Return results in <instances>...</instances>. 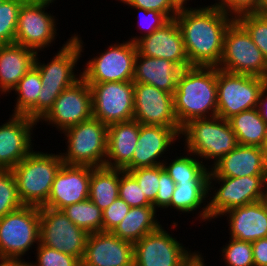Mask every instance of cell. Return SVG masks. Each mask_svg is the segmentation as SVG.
<instances>
[{
	"mask_svg": "<svg viewBox=\"0 0 267 266\" xmlns=\"http://www.w3.org/2000/svg\"><path fill=\"white\" fill-rule=\"evenodd\" d=\"M234 19L213 4L179 10L175 20L191 66L219 65L223 54L224 35Z\"/></svg>",
	"mask_w": 267,
	"mask_h": 266,
	"instance_id": "1",
	"label": "cell"
},
{
	"mask_svg": "<svg viewBox=\"0 0 267 266\" xmlns=\"http://www.w3.org/2000/svg\"><path fill=\"white\" fill-rule=\"evenodd\" d=\"M175 117L182 128L194 119L217 116V67L181 70L173 94Z\"/></svg>",
	"mask_w": 267,
	"mask_h": 266,
	"instance_id": "2",
	"label": "cell"
},
{
	"mask_svg": "<svg viewBox=\"0 0 267 266\" xmlns=\"http://www.w3.org/2000/svg\"><path fill=\"white\" fill-rule=\"evenodd\" d=\"M84 47L80 33L78 35L76 32L62 44L59 51L53 53L50 62L48 60L45 63L40 59L39 52L36 54L34 67L39 71L43 85L38 97V125L63 90L82 78L81 70L80 73L75 71L78 69L81 53L85 52Z\"/></svg>",
	"mask_w": 267,
	"mask_h": 266,
	"instance_id": "3",
	"label": "cell"
},
{
	"mask_svg": "<svg viewBox=\"0 0 267 266\" xmlns=\"http://www.w3.org/2000/svg\"><path fill=\"white\" fill-rule=\"evenodd\" d=\"M182 138L183 149L193 153L209 170L238 145L229 121L219 116L191 120L182 127L181 142Z\"/></svg>",
	"mask_w": 267,
	"mask_h": 266,
	"instance_id": "4",
	"label": "cell"
},
{
	"mask_svg": "<svg viewBox=\"0 0 267 266\" xmlns=\"http://www.w3.org/2000/svg\"><path fill=\"white\" fill-rule=\"evenodd\" d=\"M60 152L33 149L13 169L20 201L26 206L42 207L47 203L55 177L63 165Z\"/></svg>",
	"mask_w": 267,
	"mask_h": 266,
	"instance_id": "5",
	"label": "cell"
},
{
	"mask_svg": "<svg viewBox=\"0 0 267 266\" xmlns=\"http://www.w3.org/2000/svg\"><path fill=\"white\" fill-rule=\"evenodd\" d=\"M61 134L67 141L64 152L60 151L62 161L67 165L102 167L107 154L108 126L100 120L91 118L69 127Z\"/></svg>",
	"mask_w": 267,
	"mask_h": 266,
	"instance_id": "6",
	"label": "cell"
},
{
	"mask_svg": "<svg viewBox=\"0 0 267 266\" xmlns=\"http://www.w3.org/2000/svg\"><path fill=\"white\" fill-rule=\"evenodd\" d=\"M264 197L265 176L208 177V222L216 223L215 220L222 219L225 212Z\"/></svg>",
	"mask_w": 267,
	"mask_h": 266,
	"instance_id": "7",
	"label": "cell"
},
{
	"mask_svg": "<svg viewBox=\"0 0 267 266\" xmlns=\"http://www.w3.org/2000/svg\"><path fill=\"white\" fill-rule=\"evenodd\" d=\"M39 244L40 207L23 205L0 217V257L23 258Z\"/></svg>",
	"mask_w": 267,
	"mask_h": 266,
	"instance_id": "8",
	"label": "cell"
},
{
	"mask_svg": "<svg viewBox=\"0 0 267 266\" xmlns=\"http://www.w3.org/2000/svg\"><path fill=\"white\" fill-rule=\"evenodd\" d=\"M55 2L56 0H26L21 5L15 44L34 50L36 53L45 52L46 48L53 46L59 35L58 18L46 10L52 4H56Z\"/></svg>",
	"mask_w": 267,
	"mask_h": 266,
	"instance_id": "9",
	"label": "cell"
},
{
	"mask_svg": "<svg viewBox=\"0 0 267 266\" xmlns=\"http://www.w3.org/2000/svg\"><path fill=\"white\" fill-rule=\"evenodd\" d=\"M217 68L267 79V60L236 19L225 32L223 54Z\"/></svg>",
	"mask_w": 267,
	"mask_h": 266,
	"instance_id": "10",
	"label": "cell"
},
{
	"mask_svg": "<svg viewBox=\"0 0 267 266\" xmlns=\"http://www.w3.org/2000/svg\"><path fill=\"white\" fill-rule=\"evenodd\" d=\"M267 79L217 68V116L228 120L242 111L257 108Z\"/></svg>",
	"mask_w": 267,
	"mask_h": 266,
	"instance_id": "11",
	"label": "cell"
},
{
	"mask_svg": "<svg viewBox=\"0 0 267 266\" xmlns=\"http://www.w3.org/2000/svg\"><path fill=\"white\" fill-rule=\"evenodd\" d=\"M122 42L111 43L84 64L82 78L87 83L133 81L137 47L129 40Z\"/></svg>",
	"mask_w": 267,
	"mask_h": 266,
	"instance_id": "12",
	"label": "cell"
},
{
	"mask_svg": "<svg viewBox=\"0 0 267 266\" xmlns=\"http://www.w3.org/2000/svg\"><path fill=\"white\" fill-rule=\"evenodd\" d=\"M164 226L133 244L135 266H185L199 252L185 247Z\"/></svg>",
	"mask_w": 267,
	"mask_h": 266,
	"instance_id": "13",
	"label": "cell"
},
{
	"mask_svg": "<svg viewBox=\"0 0 267 266\" xmlns=\"http://www.w3.org/2000/svg\"><path fill=\"white\" fill-rule=\"evenodd\" d=\"M88 84L92 93L93 118L107 126L133 120V81Z\"/></svg>",
	"mask_w": 267,
	"mask_h": 266,
	"instance_id": "14",
	"label": "cell"
},
{
	"mask_svg": "<svg viewBox=\"0 0 267 266\" xmlns=\"http://www.w3.org/2000/svg\"><path fill=\"white\" fill-rule=\"evenodd\" d=\"M88 233L72 223L61 211L40 207V243L83 259Z\"/></svg>",
	"mask_w": 267,
	"mask_h": 266,
	"instance_id": "15",
	"label": "cell"
},
{
	"mask_svg": "<svg viewBox=\"0 0 267 266\" xmlns=\"http://www.w3.org/2000/svg\"><path fill=\"white\" fill-rule=\"evenodd\" d=\"M92 115V93L89 84L81 78L58 96L48 113L39 121L55 127L60 133L69 127L87 121Z\"/></svg>",
	"mask_w": 267,
	"mask_h": 266,
	"instance_id": "16",
	"label": "cell"
},
{
	"mask_svg": "<svg viewBox=\"0 0 267 266\" xmlns=\"http://www.w3.org/2000/svg\"><path fill=\"white\" fill-rule=\"evenodd\" d=\"M181 130V127L141 124L133 158L123 170L128 171L161 165L167 158L168 152L169 155L172 154V150L175 149L173 146L175 142L180 143ZM171 146H173L172 149Z\"/></svg>",
	"mask_w": 267,
	"mask_h": 266,
	"instance_id": "17",
	"label": "cell"
},
{
	"mask_svg": "<svg viewBox=\"0 0 267 266\" xmlns=\"http://www.w3.org/2000/svg\"><path fill=\"white\" fill-rule=\"evenodd\" d=\"M9 116L0 125V170H12L34 149L37 122L26 115Z\"/></svg>",
	"mask_w": 267,
	"mask_h": 266,
	"instance_id": "18",
	"label": "cell"
},
{
	"mask_svg": "<svg viewBox=\"0 0 267 266\" xmlns=\"http://www.w3.org/2000/svg\"><path fill=\"white\" fill-rule=\"evenodd\" d=\"M133 120L144 125L180 127L174 113L173 94L143 83H134Z\"/></svg>",
	"mask_w": 267,
	"mask_h": 266,
	"instance_id": "19",
	"label": "cell"
},
{
	"mask_svg": "<svg viewBox=\"0 0 267 266\" xmlns=\"http://www.w3.org/2000/svg\"><path fill=\"white\" fill-rule=\"evenodd\" d=\"M134 263L133 243L112 232L88 235L81 266H129Z\"/></svg>",
	"mask_w": 267,
	"mask_h": 266,
	"instance_id": "20",
	"label": "cell"
},
{
	"mask_svg": "<svg viewBox=\"0 0 267 266\" xmlns=\"http://www.w3.org/2000/svg\"><path fill=\"white\" fill-rule=\"evenodd\" d=\"M90 178V166L63 164L43 207L62 210L66 206L86 200L89 196Z\"/></svg>",
	"mask_w": 267,
	"mask_h": 266,
	"instance_id": "21",
	"label": "cell"
},
{
	"mask_svg": "<svg viewBox=\"0 0 267 266\" xmlns=\"http://www.w3.org/2000/svg\"><path fill=\"white\" fill-rule=\"evenodd\" d=\"M135 45L139 55L167 59L176 63L181 69L191 67L182 34L175 19L170 20L151 35L140 38Z\"/></svg>",
	"mask_w": 267,
	"mask_h": 266,
	"instance_id": "22",
	"label": "cell"
},
{
	"mask_svg": "<svg viewBox=\"0 0 267 266\" xmlns=\"http://www.w3.org/2000/svg\"><path fill=\"white\" fill-rule=\"evenodd\" d=\"M267 157L261 147L238 144L216 163L209 177L265 176Z\"/></svg>",
	"mask_w": 267,
	"mask_h": 266,
	"instance_id": "23",
	"label": "cell"
},
{
	"mask_svg": "<svg viewBox=\"0 0 267 266\" xmlns=\"http://www.w3.org/2000/svg\"><path fill=\"white\" fill-rule=\"evenodd\" d=\"M230 238L254 242L267 238V201L265 199L225 212Z\"/></svg>",
	"mask_w": 267,
	"mask_h": 266,
	"instance_id": "24",
	"label": "cell"
},
{
	"mask_svg": "<svg viewBox=\"0 0 267 266\" xmlns=\"http://www.w3.org/2000/svg\"><path fill=\"white\" fill-rule=\"evenodd\" d=\"M140 125L138 121L131 120L108 126L104 166L123 170L131 162L139 137Z\"/></svg>",
	"mask_w": 267,
	"mask_h": 266,
	"instance_id": "25",
	"label": "cell"
},
{
	"mask_svg": "<svg viewBox=\"0 0 267 266\" xmlns=\"http://www.w3.org/2000/svg\"><path fill=\"white\" fill-rule=\"evenodd\" d=\"M36 52L19 44L0 45V95H9L34 66Z\"/></svg>",
	"mask_w": 267,
	"mask_h": 266,
	"instance_id": "26",
	"label": "cell"
},
{
	"mask_svg": "<svg viewBox=\"0 0 267 266\" xmlns=\"http://www.w3.org/2000/svg\"><path fill=\"white\" fill-rule=\"evenodd\" d=\"M181 70L176 63L170 60L143 56L137 53L133 82L155 86L174 94Z\"/></svg>",
	"mask_w": 267,
	"mask_h": 266,
	"instance_id": "27",
	"label": "cell"
},
{
	"mask_svg": "<svg viewBox=\"0 0 267 266\" xmlns=\"http://www.w3.org/2000/svg\"><path fill=\"white\" fill-rule=\"evenodd\" d=\"M203 204V206H202ZM170 207V208H169ZM202 207V208H201ZM174 209L180 215L183 213L197 214L200 223L208 222V182L177 183L170 204L164 209ZM197 211V213H196ZM199 211V212H198Z\"/></svg>",
	"mask_w": 267,
	"mask_h": 266,
	"instance_id": "28",
	"label": "cell"
},
{
	"mask_svg": "<svg viewBox=\"0 0 267 266\" xmlns=\"http://www.w3.org/2000/svg\"><path fill=\"white\" fill-rule=\"evenodd\" d=\"M158 211L153 205L130 208L126 217L112 231L122 240L135 243L145 235L156 231L162 224L156 218Z\"/></svg>",
	"mask_w": 267,
	"mask_h": 266,
	"instance_id": "29",
	"label": "cell"
},
{
	"mask_svg": "<svg viewBox=\"0 0 267 266\" xmlns=\"http://www.w3.org/2000/svg\"><path fill=\"white\" fill-rule=\"evenodd\" d=\"M120 169L91 167L88 198L102 211L119 197Z\"/></svg>",
	"mask_w": 267,
	"mask_h": 266,
	"instance_id": "30",
	"label": "cell"
},
{
	"mask_svg": "<svg viewBox=\"0 0 267 266\" xmlns=\"http://www.w3.org/2000/svg\"><path fill=\"white\" fill-rule=\"evenodd\" d=\"M42 87L41 75L33 66L11 91L17 95L12 114L26 115L38 123V97Z\"/></svg>",
	"mask_w": 267,
	"mask_h": 266,
	"instance_id": "31",
	"label": "cell"
},
{
	"mask_svg": "<svg viewBox=\"0 0 267 266\" xmlns=\"http://www.w3.org/2000/svg\"><path fill=\"white\" fill-rule=\"evenodd\" d=\"M175 154L177 155L175 158L170 159L167 157L162 163L163 168L175 184L185 182H208L210 170L199 158L185 149L183 154H177V152Z\"/></svg>",
	"mask_w": 267,
	"mask_h": 266,
	"instance_id": "32",
	"label": "cell"
},
{
	"mask_svg": "<svg viewBox=\"0 0 267 266\" xmlns=\"http://www.w3.org/2000/svg\"><path fill=\"white\" fill-rule=\"evenodd\" d=\"M238 144L261 147L267 124L261 118L257 108L242 111L228 119Z\"/></svg>",
	"mask_w": 267,
	"mask_h": 266,
	"instance_id": "33",
	"label": "cell"
},
{
	"mask_svg": "<svg viewBox=\"0 0 267 266\" xmlns=\"http://www.w3.org/2000/svg\"><path fill=\"white\" fill-rule=\"evenodd\" d=\"M68 219L88 234L103 232V211L89 198L61 210Z\"/></svg>",
	"mask_w": 267,
	"mask_h": 266,
	"instance_id": "34",
	"label": "cell"
},
{
	"mask_svg": "<svg viewBox=\"0 0 267 266\" xmlns=\"http://www.w3.org/2000/svg\"><path fill=\"white\" fill-rule=\"evenodd\" d=\"M26 0H0V45L15 40L19 11Z\"/></svg>",
	"mask_w": 267,
	"mask_h": 266,
	"instance_id": "35",
	"label": "cell"
},
{
	"mask_svg": "<svg viewBox=\"0 0 267 266\" xmlns=\"http://www.w3.org/2000/svg\"><path fill=\"white\" fill-rule=\"evenodd\" d=\"M220 249L225 266H254L252 243L230 238Z\"/></svg>",
	"mask_w": 267,
	"mask_h": 266,
	"instance_id": "36",
	"label": "cell"
},
{
	"mask_svg": "<svg viewBox=\"0 0 267 266\" xmlns=\"http://www.w3.org/2000/svg\"><path fill=\"white\" fill-rule=\"evenodd\" d=\"M235 19L247 30L267 60V14L244 13Z\"/></svg>",
	"mask_w": 267,
	"mask_h": 266,
	"instance_id": "37",
	"label": "cell"
},
{
	"mask_svg": "<svg viewBox=\"0 0 267 266\" xmlns=\"http://www.w3.org/2000/svg\"><path fill=\"white\" fill-rule=\"evenodd\" d=\"M23 206L12 170H0V217Z\"/></svg>",
	"mask_w": 267,
	"mask_h": 266,
	"instance_id": "38",
	"label": "cell"
},
{
	"mask_svg": "<svg viewBox=\"0 0 267 266\" xmlns=\"http://www.w3.org/2000/svg\"><path fill=\"white\" fill-rule=\"evenodd\" d=\"M119 198L131 208L153 205L144 195L135 178L120 169Z\"/></svg>",
	"mask_w": 267,
	"mask_h": 266,
	"instance_id": "39",
	"label": "cell"
},
{
	"mask_svg": "<svg viewBox=\"0 0 267 266\" xmlns=\"http://www.w3.org/2000/svg\"><path fill=\"white\" fill-rule=\"evenodd\" d=\"M36 261H30L31 266H81V261L72 255L49 248L41 243L34 249Z\"/></svg>",
	"mask_w": 267,
	"mask_h": 266,
	"instance_id": "40",
	"label": "cell"
},
{
	"mask_svg": "<svg viewBox=\"0 0 267 266\" xmlns=\"http://www.w3.org/2000/svg\"><path fill=\"white\" fill-rule=\"evenodd\" d=\"M135 178L146 198L153 203L159 190L160 165L128 170Z\"/></svg>",
	"mask_w": 267,
	"mask_h": 266,
	"instance_id": "41",
	"label": "cell"
},
{
	"mask_svg": "<svg viewBox=\"0 0 267 266\" xmlns=\"http://www.w3.org/2000/svg\"><path fill=\"white\" fill-rule=\"evenodd\" d=\"M131 9L133 8L134 11L137 10V13L139 14L138 16V21H137V27H139V36L137 34L135 36L129 37V41L136 43L140 38L151 35L154 31H156L159 28H162L166 23L170 21V19L163 13H160L155 10H145L143 8L139 7H130ZM142 16V17H141ZM143 20L144 23H141ZM141 21V22H140ZM145 26H143V25ZM142 28V30H141ZM146 28V29H145ZM145 31V32H144Z\"/></svg>",
	"mask_w": 267,
	"mask_h": 266,
	"instance_id": "42",
	"label": "cell"
},
{
	"mask_svg": "<svg viewBox=\"0 0 267 266\" xmlns=\"http://www.w3.org/2000/svg\"><path fill=\"white\" fill-rule=\"evenodd\" d=\"M118 2L126 4L128 7L158 11L165 14L170 20L175 19L180 10L172 0H119Z\"/></svg>",
	"mask_w": 267,
	"mask_h": 266,
	"instance_id": "43",
	"label": "cell"
},
{
	"mask_svg": "<svg viewBox=\"0 0 267 266\" xmlns=\"http://www.w3.org/2000/svg\"><path fill=\"white\" fill-rule=\"evenodd\" d=\"M130 208L128 204L118 197L108 208L104 209L103 232H112L126 217Z\"/></svg>",
	"mask_w": 267,
	"mask_h": 266,
	"instance_id": "44",
	"label": "cell"
},
{
	"mask_svg": "<svg viewBox=\"0 0 267 266\" xmlns=\"http://www.w3.org/2000/svg\"><path fill=\"white\" fill-rule=\"evenodd\" d=\"M159 184L160 185L156 195V200L152 203L158 211L165 209L170 204L176 186L175 182L165 171L162 164L160 165Z\"/></svg>",
	"mask_w": 267,
	"mask_h": 266,
	"instance_id": "45",
	"label": "cell"
},
{
	"mask_svg": "<svg viewBox=\"0 0 267 266\" xmlns=\"http://www.w3.org/2000/svg\"><path fill=\"white\" fill-rule=\"evenodd\" d=\"M258 0H222L217 6L236 18L244 13H257Z\"/></svg>",
	"mask_w": 267,
	"mask_h": 266,
	"instance_id": "46",
	"label": "cell"
},
{
	"mask_svg": "<svg viewBox=\"0 0 267 266\" xmlns=\"http://www.w3.org/2000/svg\"><path fill=\"white\" fill-rule=\"evenodd\" d=\"M254 266H267V238L252 242Z\"/></svg>",
	"mask_w": 267,
	"mask_h": 266,
	"instance_id": "47",
	"label": "cell"
},
{
	"mask_svg": "<svg viewBox=\"0 0 267 266\" xmlns=\"http://www.w3.org/2000/svg\"><path fill=\"white\" fill-rule=\"evenodd\" d=\"M257 110L261 115V118L267 124V85L264 87V89L261 91L259 95Z\"/></svg>",
	"mask_w": 267,
	"mask_h": 266,
	"instance_id": "48",
	"label": "cell"
},
{
	"mask_svg": "<svg viewBox=\"0 0 267 266\" xmlns=\"http://www.w3.org/2000/svg\"><path fill=\"white\" fill-rule=\"evenodd\" d=\"M0 266H31L30 260L23 258H2L0 257Z\"/></svg>",
	"mask_w": 267,
	"mask_h": 266,
	"instance_id": "49",
	"label": "cell"
},
{
	"mask_svg": "<svg viewBox=\"0 0 267 266\" xmlns=\"http://www.w3.org/2000/svg\"><path fill=\"white\" fill-rule=\"evenodd\" d=\"M204 257L206 258V256H203L199 251L185 266H207V263H205L206 259Z\"/></svg>",
	"mask_w": 267,
	"mask_h": 266,
	"instance_id": "50",
	"label": "cell"
},
{
	"mask_svg": "<svg viewBox=\"0 0 267 266\" xmlns=\"http://www.w3.org/2000/svg\"><path fill=\"white\" fill-rule=\"evenodd\" d=\"M257 13L267 14V0H258Z\"/></svg>",
	"mask_w": 267,
	"mask_h": 266,
	"instance_id": "51",
	"label": "cell"
},
{
	"mask_svg": "<svg viewBox=\"0 0 267 266\" xmlns=\"http://www.w3.org/2000/svg\"><path fill=\"white\" fill-rule=\"evenodd\" d=\"M172 1L179 9L190 8V6H187V3H189L190 0H172Z\"/></svg>",
	"mask_w": 267,
	"mask_h": 266,
	"instance_id": "52",
	"label": "cell"
},
{
	"mask_svg": "<svg viewBox=\"0 0 267 266\" xmlns=\"http://www.w3.org/2000/svg\"><path fill=\"white\" fill-rule=\"evenodd\" d=\"M261 149L264 151V153L267 157V128H266L265 138H264V142L261 146Z\"/></svg>",
	"mask_w": 267,
	"mask_h": 266,
	"instance_id": "53",
	"label": "cell"
},
{
	"mask_svg": "<svg viewBox=\"0 0 267 266\" xmlns=\"http://www.w3.org/2000/svg\"><path fill=\"white\" fill-rule=\"evenodd\" d=\"M264 199L267 201V171L265 174V197H264Z\"/></svg>",
	"mask_w": 267,
	"mask_h": 266,
	"instance_id": "54",
	"label": "cell"
},
{
	"mask_svg": "<svg viewBox=\"0 0 267 266\" xmlns=\"http://www.w3.org/2000/svg\"><path fill=\"white\" fill-rule=\"evenodd\" d=\"M217 1V2H216ZM222 0H215V3L213 5H218Z\"/></svg>",
	"mask_w": 267,
	"mask_h": 266,
	"instance_id": "55",
	"label": "cell"
}]
</instances>
